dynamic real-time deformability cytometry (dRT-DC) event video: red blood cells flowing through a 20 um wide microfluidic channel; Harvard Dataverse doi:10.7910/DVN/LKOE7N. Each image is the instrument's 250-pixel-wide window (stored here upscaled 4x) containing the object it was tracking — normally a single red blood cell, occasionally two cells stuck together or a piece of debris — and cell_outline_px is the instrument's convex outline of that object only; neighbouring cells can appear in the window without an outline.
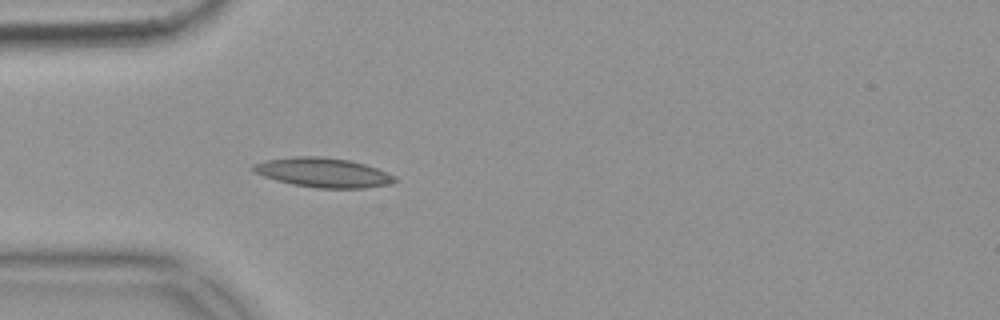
{"species": "common noctule bat (a hibernating species)", "species_latin": "Nyctalus noctula", "temperature_condition": "warm", "stored_images_in_passage": 14, "camera_frame_rate_fps": 3000, "um_per_image_px": 0.085, "animal": {"sex": "female", "body_mass_g": 18.4}, "frame": {"image": 1, "passage_image": 5, "time_ms": 1.333, "image_size_px": [1000, 320], "cell_outline_px": [[396, 180], [392, 184], [364, 188], [316, 188], [292, 184], [276, 180], [264, 176], [248, 168], [252, 164], [264, 160], [292, 156], [324, 156], [348, 160], [364, 164], [388, 172], [396, 176]], "centroid_in_image_um": [27.45, 14.66], "position_along_channel_um": 57.6, "area_um2": 24.51}}